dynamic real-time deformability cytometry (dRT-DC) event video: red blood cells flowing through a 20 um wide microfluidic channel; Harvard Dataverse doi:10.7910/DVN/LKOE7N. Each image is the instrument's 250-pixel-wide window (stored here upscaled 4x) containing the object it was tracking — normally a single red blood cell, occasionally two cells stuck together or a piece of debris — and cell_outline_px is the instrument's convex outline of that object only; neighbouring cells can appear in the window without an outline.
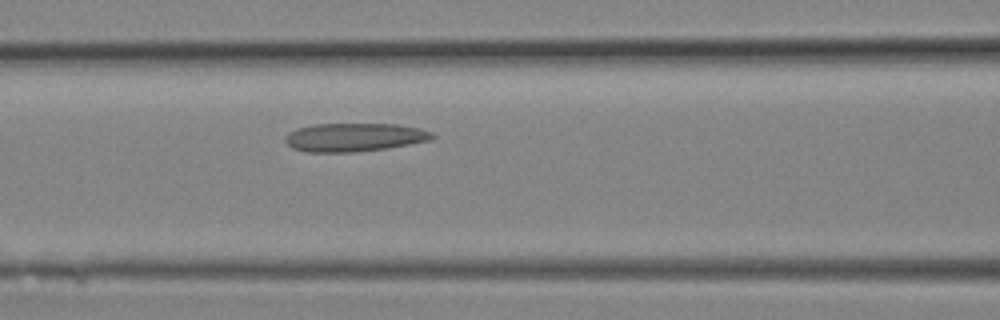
{"species": "Egyptian fruit bat (a non-hibernating species)", "species_latin": "Rousettus aegyptiacus", "temperature_condition": "room temperature", "stored_images_in_passage": 4, "camera_frame_rate_fps": 3000, "um_per_image_px": 0.085, "animal": {"sex": "female"}, "frame": {"image": 1, "passage_image": 4, "time_ms": 1.0, "image_size_px": [1000, 320], "cell_outline_px": [[436, 136], [428, 140], [388, 148], [356, 152], [304, 152], [292, 148], [284, 140], [284, 136], [288, 132], [296, 128], [316, 124], [396, 124], [420, 128], [432, 132]], "centroid_in_image_um": [30.07, 11.67], "position_along_channel_um": 136.5, "area_um2": 24.45}}